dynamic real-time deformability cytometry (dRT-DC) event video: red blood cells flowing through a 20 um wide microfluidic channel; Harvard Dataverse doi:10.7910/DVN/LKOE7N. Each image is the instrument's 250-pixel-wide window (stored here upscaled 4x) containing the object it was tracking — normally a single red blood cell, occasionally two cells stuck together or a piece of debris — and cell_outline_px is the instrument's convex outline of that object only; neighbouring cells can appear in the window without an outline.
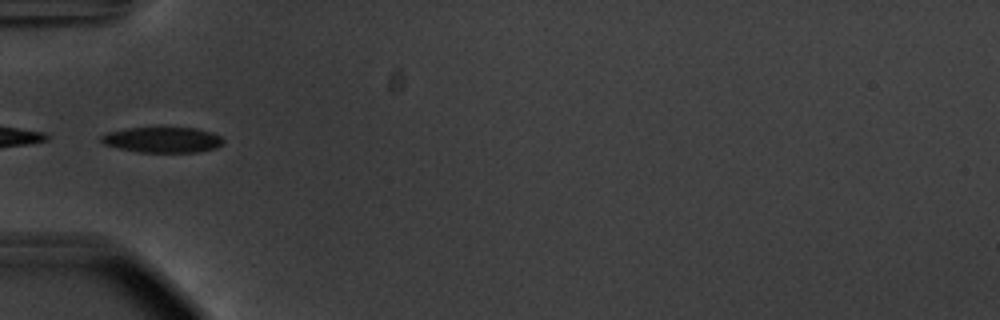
{"species": "common noctule bat (a hibernating species)", "species_latin": "Nyctalus noctula", "temperature_condition": "warm", "stored_images_in_passage": 23, "camera_frame_rate_fps": 3000, "um_per_image_px": 0.085, "animal": {"sex": "male", "body_mass_g": 20.1, "forearm_length_mm": 53.5}, "frame": {"image": 1, "passage_image": 1, "time_ms": 0.0, "image_size_px": [1000, 320], "cell_outline_px": [[224, 140], [216, 148], [196, 152], [140, 152], [120, 148], [104, 144], [100, 140], [100, 136], [108, 132], [128, 128], [196, 128], [212, 132], [220, 136]], "centroid_in_image_um": [13.81, 11.88], "position_along_channel_um": 71.2, "area_um2": 17.98}}
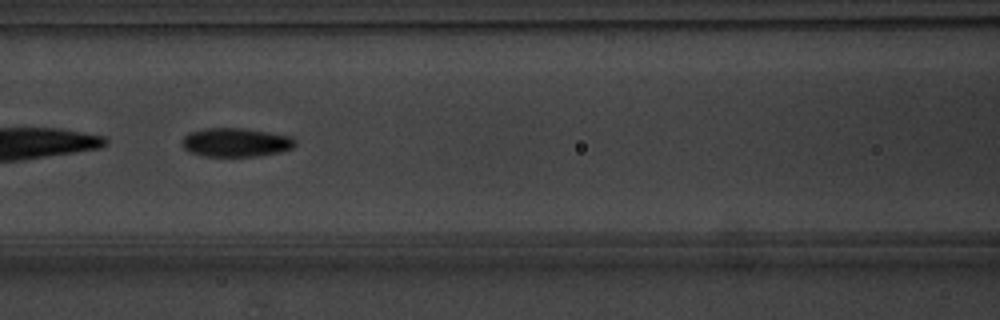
{"frame": {"image": 2, "passage_image": 7, "time_ms": 2.0, "image_size_px": [1000, 320], "cell_outline_px": [[296, 144], [292, 148], [280, 152], [256, 156], [204, 156], [188, 152], [180, 144], [184, 136], [188, 132], [204, 128], [248, 128], [292, 136], [296, 140]], "centroid_in_image_um": [20.03, 12.09], "position_along_channel_um": 146.6, "area_um2": 19.31}}